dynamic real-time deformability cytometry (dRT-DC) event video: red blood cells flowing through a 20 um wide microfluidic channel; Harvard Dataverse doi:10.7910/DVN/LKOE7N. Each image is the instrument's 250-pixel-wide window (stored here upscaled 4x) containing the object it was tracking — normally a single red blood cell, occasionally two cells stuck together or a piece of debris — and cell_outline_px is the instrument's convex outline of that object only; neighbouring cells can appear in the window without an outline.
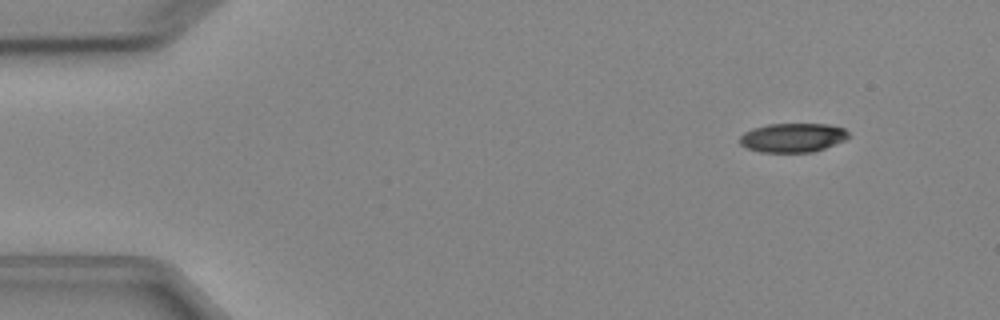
{"species": "Egyptian fruit bat (a non-hibernating species)", "species_latin": "Rousettus aegyptiacus", "temperature_condition": "cold", "stored_images_in_passage": 4, "camera_frame_rate_fps": 3000, "um_per_image_px": 0.085, "animal": {"sex": "female"}, "frame": {"image": 1, "passage_image": 1, "time_ms": 0.0, "image_size_px": [1000, 320], "cell_outline_px": [[848, 136], [844, 140], [824, 148], [812, 152], [760, 152], [748, 148], [740, 144], [740, 136], [744, 132], [752, 128], [768, 124], [828, 124], [844, 128], [848, 132]], "centroid_in_image_um": [67.36, 11.69], "position_along_channel_um": 17.6, "area_um2": 18.32}}
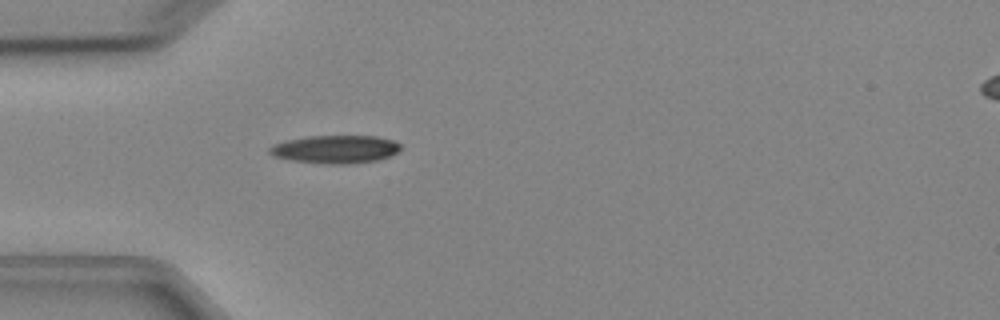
{"frame": {"image": 2, "passage_image": 4, "time_ms": 3.333, "image_size_px": [1000, 320], "cell_outline_px": [[400, 152], [376, 160], [344, 164], [324, 164], [292, 160], [276, 156], [268, 152], [268, 148], [276, 144], [288, 140], [308, 136], [376, 136], [392, 140], [400, 144]], "centroid_in_image_um": [28.53, 12.68], "position_along_channel_um": 56.5, "area_um2": 21.15}}